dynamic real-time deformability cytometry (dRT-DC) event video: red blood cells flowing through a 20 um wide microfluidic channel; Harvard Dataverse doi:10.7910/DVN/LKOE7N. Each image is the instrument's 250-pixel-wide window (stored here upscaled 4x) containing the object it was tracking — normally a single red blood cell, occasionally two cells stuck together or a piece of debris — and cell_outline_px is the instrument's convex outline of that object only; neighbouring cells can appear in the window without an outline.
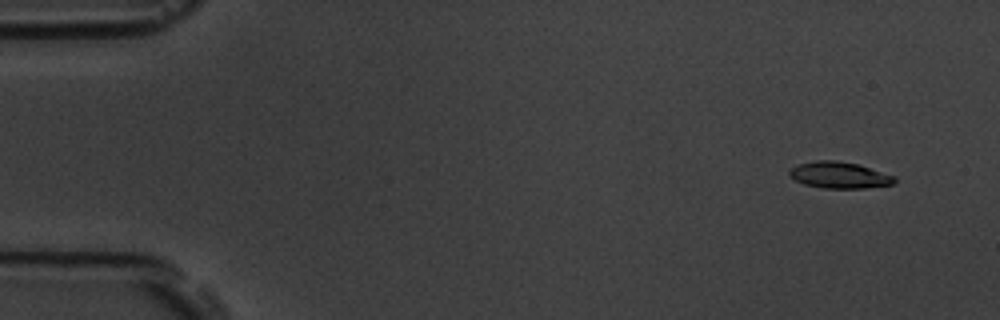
{"species": "common noctule bat (a hibernating species)", "species_latin": "Nyctalus noctula", "temperature_condition": "room temperature", "stored_images_in_passage": 15, "camera_frame_rate_fps": 3000, "um_per_image_px": 0.085, "animal": {"sex": "male", "body_mass_g": 19.5, "forearm_length_mm": 54.6}, "frame": {"image": 1, "passage_image": 4, "time_ms": 1.0, "image_size_px": [1000, 320], "cell_outline_px": [[896, 180], [892, 184], [864, 188], [824, 188], [804, 184], [788, 176], [788, 172], [796, 164], [816, 160], [836, 160], [856, 164], [896, 176]], "centroid_in_image_um": [71.31, 14.88], "position_along_channel_um": 13.7, "area_um2": 16.13}}